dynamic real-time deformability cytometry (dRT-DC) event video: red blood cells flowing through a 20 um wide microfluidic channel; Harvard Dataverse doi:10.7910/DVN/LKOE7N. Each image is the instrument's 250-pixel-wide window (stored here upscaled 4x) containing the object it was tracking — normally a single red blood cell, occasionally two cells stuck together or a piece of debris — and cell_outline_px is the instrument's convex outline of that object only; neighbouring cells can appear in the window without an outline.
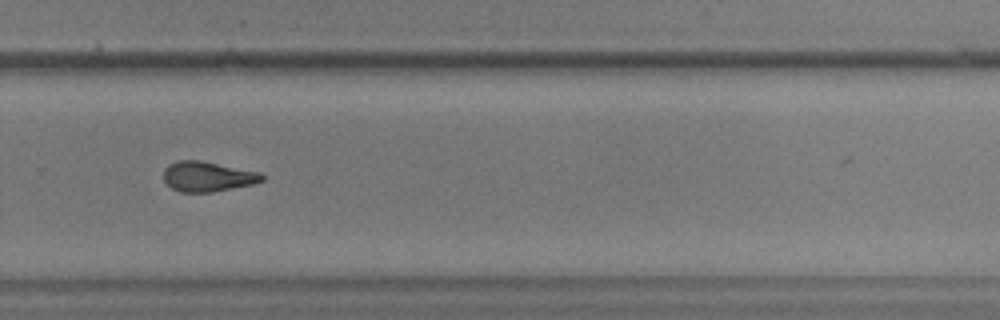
{"species": "common noctule bat (a hibernating species)", "species_latin": "Nyctalus noctula", "temperature_condition": "warm", "stored_images_in_passage": 41, "camera_frame_rate_fps": 3000, "um_per_image_px": 0.085, "animal": {"sex": "male", "body_mass_g": 17.9, "forearm_length_mm": 54.2}, "frame": {"image": 1, "passage_image": 34, "time_ms": 11.0, "image_size_px": [1000, 320], "cell_outline_px": [[264, 180], [252, 184], [212, 192], [180, 192], [172, 188], [164, 180], [164, 168], [168, 164], [176, 160], [200, 160], [260, 172], [264, 176]], "centroid_in_image_um": [17.62, 14.99], "position_along_channel_um": 312.2, "area_um2": 17.22}}